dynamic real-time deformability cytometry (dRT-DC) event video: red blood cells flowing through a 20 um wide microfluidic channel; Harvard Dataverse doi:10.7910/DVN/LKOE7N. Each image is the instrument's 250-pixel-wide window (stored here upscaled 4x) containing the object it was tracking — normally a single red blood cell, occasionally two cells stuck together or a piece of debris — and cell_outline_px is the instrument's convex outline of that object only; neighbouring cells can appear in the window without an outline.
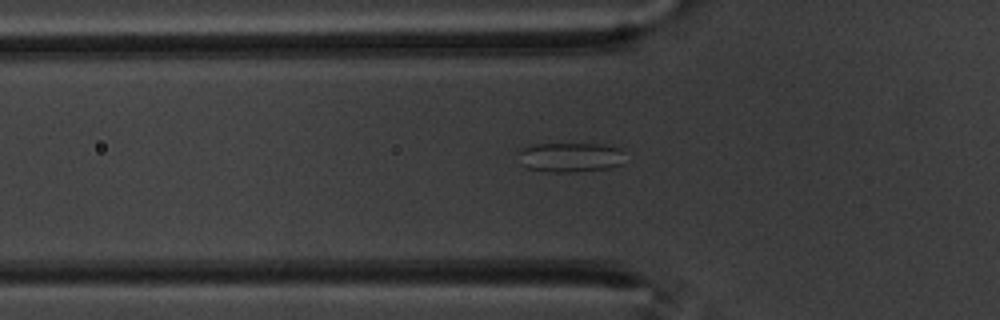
{"species": "common noctule bat (a hibernating species)", "species_latin": "Nyctalus noctula", "temperature_condition": "warm", "stored_images_in_passage": 58, "segment_of_instrument_passage": [1, 2], "camera_frame_rate_fps": 3000, "um_per_image_px": 0.085, "animal": {"sex": "male", "body_mass_g": 20.1, "forearm_length_mm": 53.5}, "frame": {"image": 1, "passage_image": 19, "time_ms": 6.0, "image_size_px": [1000, 320], "cell_outline_px": [[624, 164], [608, 168], [568, 172], [548, 172], [524, 168], [520, 152], [520, 148], [532, 144], [604, 144], [620, 148]], "centroid_in_image_um": [48.47, 13.36], "position_along_channel_um": 77.3, "area_um2": 18.32}}
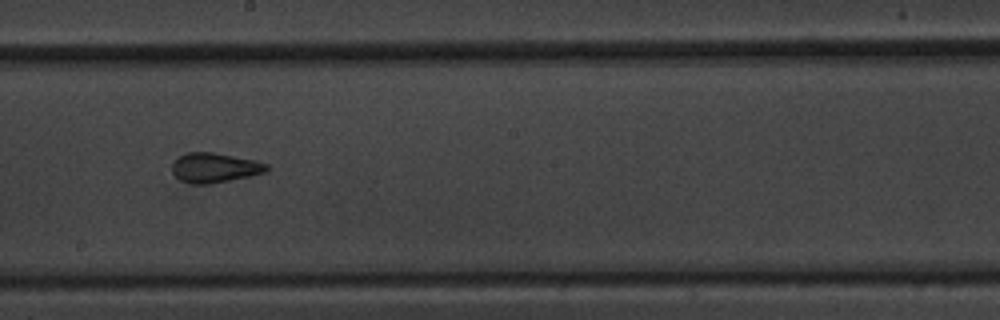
{"frame": {"image": 2, "passage_image": 32, "time_ms": 10.333, "image_size_px": [1000, 320], "cell_outline_px": [[268, 172], [252, 176], [212, 184], [192, 184], [180, 180], [172, 172], [172, 164], [180, 156], [188, 152], [212, 152], [256, 160], [268, 164]], "centroid_in_image_um": [18.29, 14.27], "position_along_channel_um": 229.9, "area_um2": 16.53}}
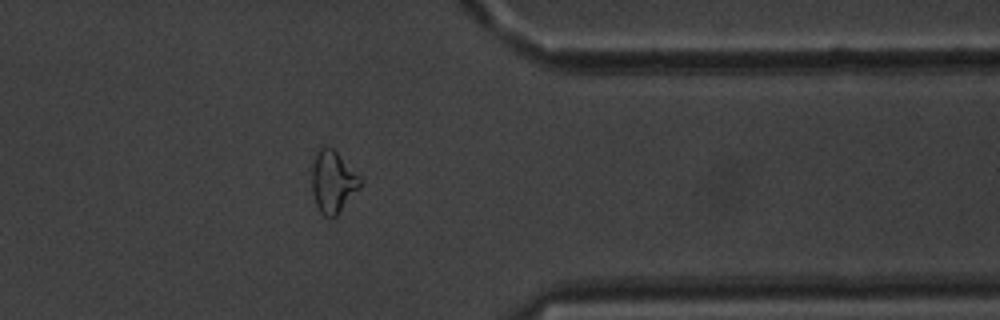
{"frame": {"image": 3, "passage_image": 46, "time_ms": 15.0, "image_size_px": [1000, 320], "cell_outline_px": [[364, 180], [360, 188], [336, 220], [332, 220], [324, 216], [320, 212], [316, 204], [312, 192], [308, 168], [316, 148], [320, 144], [332, 148]], "centroid_in_image_um": [28.25, 15.46], "position_along_channel_um": 383.2, "area_um2": 18.84}}